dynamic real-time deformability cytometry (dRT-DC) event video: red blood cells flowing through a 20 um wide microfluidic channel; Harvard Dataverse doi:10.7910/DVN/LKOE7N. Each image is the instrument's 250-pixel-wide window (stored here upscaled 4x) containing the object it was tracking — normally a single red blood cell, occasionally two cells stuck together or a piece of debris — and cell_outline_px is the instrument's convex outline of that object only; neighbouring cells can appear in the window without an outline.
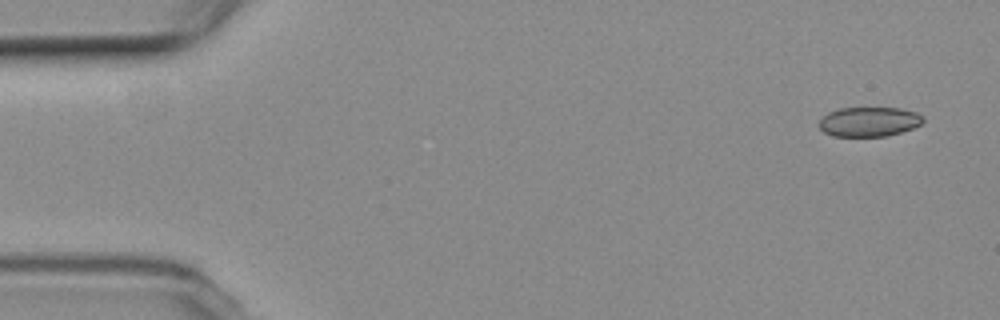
{"species": "common noctule bat (a hibernating species)", "species_latin": "Nyctalus noctula", "temperature_condition": "room temperature", "stored_images_in_passage": 6, "camera_frame_rate_fps": 3000, "um_per_image_px": 0.085, "animal": {"sex": "female", "body_mass_g": 19.3, "forearm_length_mm": 54.1}, "frame": {"image": 1, "passage_image": 1, "time_ms": 0.0, "image_size_px": [1000, 320], "cell_outline_px": [[924, 120], [920, 124], [912, 128], [888, 136], [832, 136], [824, 132], [820, 128], [820, 120], [828, 112], [840, 108], [900, 108], [916, 112], [924, 116]], "centroid_in_image_um": [73.88, 10.34], "position_along_channel_um": 11.1, "area_um2": 17.86}}
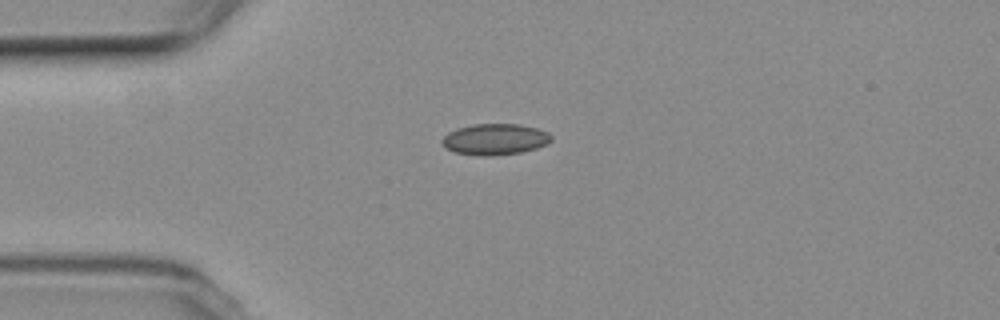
{"frame": {"image": 2, "passage_image": 4, "time_ms": 3.667, "image_size_px": [1000, 320], "cell_outline_px": [[552, 140], [548, 144], [536, 148], [520, 152], [492, 156], [480, 156], [456, 152], [444, 148], [440, 144], [440, 140], [448, 132], [456, 128], [472, 124], [520, 124], [536, 128], [548, 132], [552, 136]], "centroid_in_image_um": [42.04, 11.84], "position_along_channel_um": 43.0, "area_um2": 20.06}}
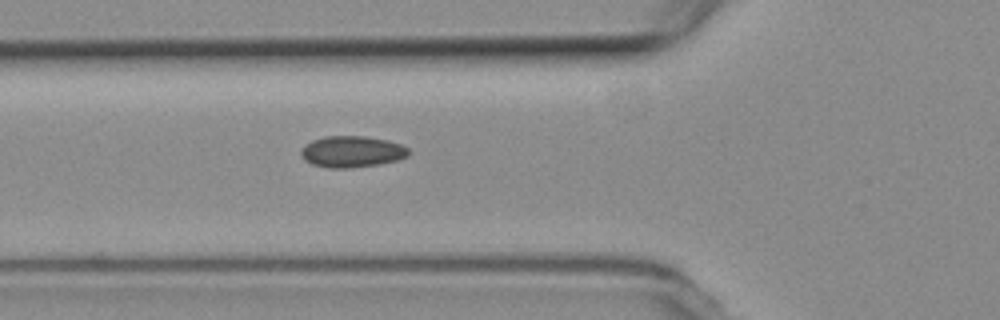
{"frame": {"image": 3, "passage_image": 6, "time_ms": 5.667, "image_size_px": [1000, 320], "cell_outline_px": [[408, 156], [400, 160], [380, 164], [352, 168], [328, 168], [312, 164], [304, 160], [300, 152], [304, 144], [312, 140], [324, 136], [364, 136], [388, 140], [400, 144], [408, 148]], "centroid_in_image_um": [29.9, 12.89], "position_along_channel_um": 95.9, "area_um2": 19.88}}